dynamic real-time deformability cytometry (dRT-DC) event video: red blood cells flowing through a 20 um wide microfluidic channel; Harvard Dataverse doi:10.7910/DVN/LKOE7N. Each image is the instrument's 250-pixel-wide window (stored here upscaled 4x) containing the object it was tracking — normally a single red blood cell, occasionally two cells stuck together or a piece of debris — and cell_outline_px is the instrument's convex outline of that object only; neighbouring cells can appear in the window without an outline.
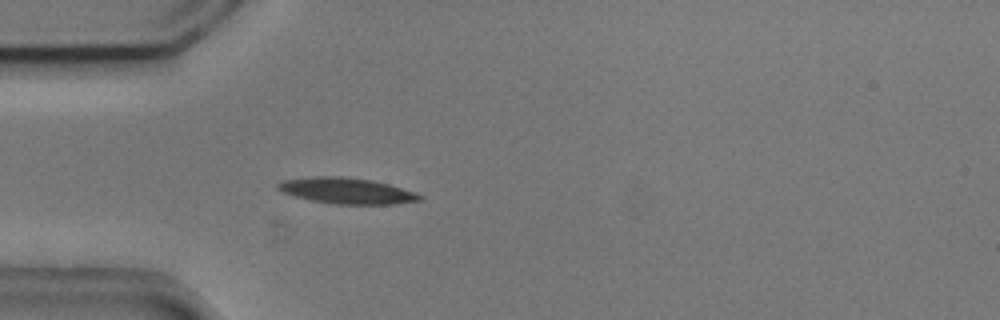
{"species": "common noctule bat (a hibernating species)", "species_latin": "Nyctalus noctula", "temperature_condition": "cold", "stored_images_in_passage": 41, "camera_frame_rate_fps": 3000, "um_per_image_px": 0.085, "animal": {"sex": "male", "body_mass_g": 20.5, "forearm_length_mm": 52.5}, "frame": {"image": 1, "passage_image": 2, "time_ms": 0.333, "image_size_px": [1000, 320], "cell_outline_px": [[424, 200], [396, 204], [336, 204], [312, 200], [296, 196], [284, 192], [276, 188], [276, 184], [280, 180], [312, 176], [340, 176], [372, 180], [388, 184], [416, 192], [424, 196]], "centroid_in_image_um": [29.5, 16.21], "position_along_channel_um": 55.5, "area_um2": 21.56}}
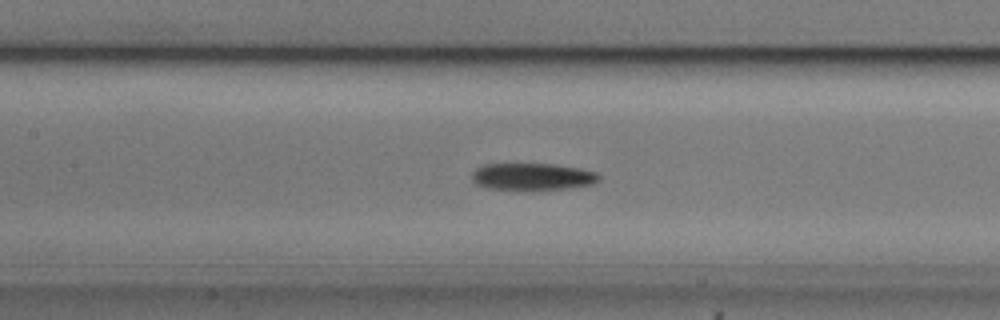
{"frame": {"image": 2, "passage_image": 11, "time_ms": 3.333, "image_size_px": [1000, 320], "cell_outline_px": [[600, 180], [592, 184], [568, 188], [524, 192], [516, 192], [488, 188], [476, 184], [472, 180], [472, 172], [476, 168], [484, 164], [556, 164], [580, 168], [596, 172], [600, 176]], "centroid_in_image_um": [45.23, 15.05], "position_along_channel_um": 162.2, "area_um2": 20.81}}
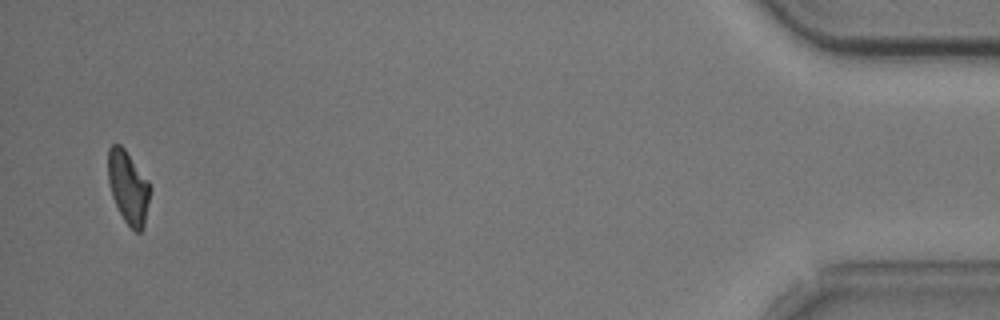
{"frame": {"image": 3, "passage_image": 39, "time_ms": 12.667, "image_size_px": [1000, 320], "cell_outline_px": [[152, 188], [144, 228], [140, 232], [136, 232], [124, 220], [112, 196], [108, 180], [108, 148], [112, 144], [120, 144], [124, 148], [148, 180]], "centroid_in_image_um": [10.92, 15.92], "position_along_channel_um": 424.3, "area_um2": 17.92}, "authors_computed_cell_mechanics": {"area_um2": 19.941, "velocity_mm_per_s": 3.7182, "shape_relaxation_time_tau1_ms": 6.1254, "shape_relaxation_time_tau2_ms": null, "deformation_change_tau1": 0.1735, "deformation_change_tau2": null}}